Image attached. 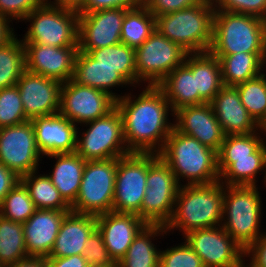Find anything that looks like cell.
<instances>
[{
  "label": "cell",
  "instance_id": "cell-1",
  "mask_svg": "<svg viewBox=\"0 0 266 267\" xmlns=\"http://www.w3.org/2000/svg\"><path fill=\"white\" fill-rule=\"evenodd\" d=\"M144 86L138 97L125 93L115 100V106L122 117L128 151L159 154L174 128L169 120V114L174 116V112L158 86Z\"/></svg>",
  "mask_w": 266,
  "mask_h": 267
},
{
  "label": "cell",
  "instance_id": "cell-2",
  "mask_svg": "<svg viewBox=\"0 0 266 267\" xmlns=\"http://www.w3.org/2000/svg\"><path fill=\"white\" fill-rule=\"evenodd\" d=\"M223 196L221 181L180 186L172 216L165 225L167 233L178 230L184 236L196 229L220 226Z\"/></svg>",
  "mask_w": 266,
  "mask_h": 267
},
{
  "label": "cell",
  "instance_id": "cell-3",
  "mask_svg": "<svg viewBox=\"0 0 266 267\" xmlns=\"http://www.w3.org/2000/svg\"><path fill=\"white\" fill-rule=\"evenodd\" d=\"M159 155L169 165L180 186L219 181L217 152L175 128Z\"/></svg>",
  "mask_w": 266,
  "mask_h": 267
},
{
  "label": "cell",
  "instance_id": "cell-4",
  "mask_svg": "<svg viewBox=\"0 0 266 267\" xmlns=\"http://www.w3.org/2000/svg\"><path fill=\"white\" fill-rule=\"evenodd\" d=\"M214 13L213 1L203 0L189 8L155 17L156 30L188 53L209 51Z\"/></svg>",
  "mask_w": 266,
  "mask_h": 267
},
{
  "label": "cell",
  "instance_id": "cell-5",
  "mask_svg": "<svg viewBox=\"0 0 266 267\" xmlns=\"http://www.w3.org/2000/svg\"><path fill=\"white\" fill-rule=\"evenodd\" d=\"M257 186L224 185L222 228L246 250L261 231L262 199Z\"/></svg>",
  "mask_w": 266,
  "mask_h": 267
},
{
  "label": "cell",
  "instance_id": "cell-6",
  "mask_svg": "<svg viewBox=\"0 0 266 267\" xmlns=\"http://www.w3.org/2000/svg\"><path fill=\"white\" fill-rule=\"evenodd\" d=\"M209 51L213 55L266 53V21L256 16L215 10Z\"/></svg>",
  "mask_w": 266,
  "mask_h": 267
},
{
  "label": "cell",
  "instance_id": "cell-7",
  "mask_svg": "<svg viewBox=\"0 0 266 267\" xmlns=\"http://www.w3.org/2000/svg\"><path fill=\"white\" fill-rule=\"evenodd\" d=\"M84 125L87 130L77 129L75 152L85 161L120 158L130 154L124 139L122 117L116 106L105 116Z\"/></svg>",
  "mask_w": 266,
  "mask_h": 267
},
{
  "label": "cell",
  "instance_id": "cell-8",
  "mask_svg": "<svg viewBox=\"0 0 266 267\" xmlns=\"http://www.w3.org/2000/svg\"><path fill=\"white\" fill-rule=\"evenodd\" d=\"M79 13L45 2L23 20L29 22L22 42L52 47H78Z\"/></svg>",
  "mask_w": 266,
  "mask_h": 267
},
{
  "label": "cell",
  "instance_id": "cell-9",
  "mask_svg": "<svg viewBox=\"0 0 266 267\" xmlns=\"http://www.w3.org/2000/svg\"><path fill=\"white\" fill-rule=\"evenodd\" d=\"M146 185L141 211L137 215L147 225L165 226L172 216L180 185L159 154L149 153Z\"/></svg>",
  "mask_w": 266,
  "mask_h": 267
},
{
  "label": "cell",
  "instance_id": "cell-10",
  "mask_svg": "<svg viewBox=\"0 0 266 267\" xmlns=\"http://www.w3.org/2000/svg\"><path fill=\"white\" fill-rule=\"evenodd\" d=\"M117 158L86 161L80 190L71 210L98 216L112 211Z\"/></svg>",
  "mask_w": 266,
  "mask_h": 267
},
{
  "label": "cell",
  "instance_id": "cell-11",
  "mask_svg": "<svg viewBox=\"0 0 266 267\" xmlns=\"http://www.w3.org/2000/svg\"><path fill=\"white\" fill-rule=\"evenodd\" d=\"M189 53L170 41L158 30L135 49L138 87L141 84L157 86L175 68L182 65Z\"/></svg>",
  "mask_w": 266,
  "mask_h": 267
},
{
  "label": "cell",
  "instance_id": "cell-12",
  "mask_svg": "<svg viewBox=\"0 0 266 267\" xmlns=\"http://www.w3.org/2000/svg\"><path fill=\"white\" fill-rule=\"evenodd\" d=\"M149 153H130L117 158L112 211L138 214L147 188Z\"/></svg>",
  "mask_w": 266,
  "mask_h": 267
},
{
  "label": "cell",
  "instance_id": "cell-13",
  "mask_svg": "<svg viewBox=\"0 0 266 267\" xmlns=\"http://www.w3.org/2000/svg\"><path fill=\"white\" fill-rule=\"evenodd\" d=\"M43 158L31 120L0 128V163L20 178L38 170Z\"/></svg>",
  "mask_w": 266,
  "mask_h": 267
},
{
  "label": "cell",
  "instance_id": "cell-14",
  "mask_svg": "<svg viewBox=\"0 0 266 267\" xmlns=\"http://www.w3.org/2000/svg\"><path fill=\"white\" fill-rule=\"evenodd\" d=\"M183 238L204 267H240L245 262V250L221 225L190 231Z\"/></svg>",
  "mask_w": 266,
  "mask_h": 267
},
{
  "label": "cell",
  "instance_id": "cell-15",
  "mask_svg": "<svg viewBox=\"0 0 266 267\" xmlns=\"http://www.w3.org/2000/svg\"><path fill=\"white\" fill-rule=\"evenodd\" d=\"M114 107L115 99L107 92L79 85L72 79L62 84L59 113L76 125L99 119Z\"/></svg>",
  "mask_w": 266,
  "mask_h": 267
},
{
  "label": "cell",
  "instance_id": "cell-16",
  "mask_svg": "<svg viewBox=\"0 0 266 267\" xmlns=\"http://www.w3.org/2000/svg\"><path fill=\"white\" fill-rule=\"evenodd\" d=\"M130 8H114L79 13L78 49L81 52L113 46L121 42L125 12Z\"/></svg>",
  "mask_w": 266,
  "mask_h": 267
},
{
  "label": "cell",
  "instance_id": "cell-17",
  "mask_svg": "<svg viewBox=\"0 0 266 267\" xmlns=\"http://www.w3.org/2000/svg\"><path fill=\"white\" fill-rule=\"evenodd\" d=\"M62 82L25 71L17 82L28 120L59 112Z\"/></svg>",
  "mask_w": 266,
  "mask_h": 267
},
{
  "label": "cell",
  "instance_id": "cell-18",
  "mask_svg": "<svg viewBox=\"0 0 266 267\" xmlns=\"http://www.w3.org/2000/svg\"><path fill=\"white\" fill-rule=\"evenodd\" d=\"M174 128L195 138L216 152L220 150L225 134L210 103L182 107L174 112Z\"/></svg>",
  "mask_w": 266,
  "mask_h": 267
},
{
  "label": "cell",
  "instance_id": "cell-19",
  "mask_svg": "<svg viewBox=\"0 0 266 267\" xmlns=\"http://www.w3.org/2000/svg\"><path fill=\"white\" fill-rule=\"evenodd\" d=\"M23 45L27 71L62 83L73 78L78 47H52L35 43H23Z\"/></svg>",
  "mask_w": 266,
  "mask_h": 267
},
{
  "label": "cell",
  "instance_id": "cell-20",
  "mask_svg": "<svg viewBox=\"0 0 266 267\" xmlns=\"http://www.w3.org/2000/svg\"><path fill=\"white\" fill-rule=\"evenodd\" d=\"M97 229L113 260L127 253L138 233L147 225L137 214L110 211L96 216Z\"/></svg>",
  "mask_w": 266,
  "mask_h": 267
},
{
  "label": "cell",
  "instance_id": "cell-21",
  "mask_svg": "<svg viewBox=\"0 0 266 267\" xmlns=\"http://www.w3.org/2000/svg\"><path fill=\"white\" fill-rule=\"evenodd\" d=\"M36 144L42 156L76 151L78 125L59 112L32 120Z\"/></svg>",
  "mask_w": 266,
  "mask_h": 267
},
{
  "label": "cell",
  "instance_id": "cell-22",
  "mask_svg": "<svg viewBox=\"0 0 266 267\" xmlns=\"http://www.w3.org/2000/svg\"><path fill=\"white\" fill-rule=\"evenodd\" d=\"M72 210L36 209L23 223L25 247L29 257L47 258L55 244L62 220Z\"/></svg>",
  "mask_w": 266,
  "mask_h": 267
},
{
  "label": "cell",
  "instance_id": "cell-23",
  "mask_svg": "<svg viewBox=\"0 0 266 267\" xmlns=\"http://www.w3.org/2000/svg\"><path fill=\"white\" fill-rule=\"evenodd\" d=\"M225 135L257 132L261 127L241 103L235 86H223L210 102Z\"/></svg>",
  "mask_w": 266,
  "mask_h": 267
},
{
  "label": "cell",
  "instance_id": "cell-24",
  "mask_svg": "<svg viewBox=\"0 0 266 267\" xmlns=\"http://www.w3.org/2000/svg\"><path fill=\"white\" fill-rule=\"evenodd\" d=\"M96 228V216L68 212L61 222L54 247L47 258L84 255L85 243Z\"/></svg>",
  "mask_w": 266,
  "mask_h": 267
},
{
  "label": "cell",
  "instance_id": "cell-25",
  "mask_svg": "<svg viewBox=\"0 0 266 267\" xmlns=\"http://www.w3.org/2000/svg\"><path fill=\"white\" fill-rule=\"evenodd\" d=\"M72 80L79 85L90 86L107 92L115 100L120 99L122 95L117 94L115 91L113 92V89L115 90L120 86H131L116 69L100 65L99 61L92 59L86 52L79 50L75 57Z\"/></svg>",
  "mask_w": 266,
  "mask_h": 267
},
{
  "label": "cell",
  "instance_id": "cell-26",
  "mask_svg": "<svg viewBox=\"0 0 266 267\" xmlns=\"http://www.w3.org/2000/svg\"><path fill=\"white\" fill-rule=\"evenodd\" d=\"M218 171L224 185L243 186H257L262 172L266 186V141L250 157L218 158Z\"/></svg>",
  "mask_w": 266,
  "mask_h": 267
},
{
  "label": "cell",
  "instance_id": "cell-27",
  "mask_svg": "<svg viewBox=\"0 0 266 267\" xmlns=\"http://www.w3.org/2000/svg\"><path fill=\"white\" fill-rule=\"evenodd\" d=\"M184 64L195 75L199 104L210 103L224 86L219 59L210 51L189 53Z\"/></svg>",
  "mask_w": 266,
  "mask_h": 267
},
{
  "label": "cell",
  "instance_id": "cell-28",
  "mask_svg": "<svg viewBox=\"0 0 266 267\" xmlns=\"http://www.w3.org/2000/svg\"><path fill=\"white\" fill-rule=\"evenodd\" d=\"M56 160L49 178L63 199L71 206L78 196L86 161L76 152L46 156Z\"/></svg>",
  "mask_w": 266,
  "mask_h": 267
},
{
  "label": "cell",
  "instance_id": "cell-29",
  "mask_svg": "<svg viewBox=\"0 0 266 267\" xmlns=\"http://www.w3.org/2000/svg\"><path fill=\"white\" fill-rule=\"evenodd\" d=\"M164 234L168 235L165 226L146 225L117 262V267H159L160 249L153 241Z\"/></svg>",
  "mask_w": 266,
  "mask_h": 267
},
{
  "label": "cell",
  "instance_id": "cell-30",
  "mask_svg": "<svg viewBox=\"0 0 266 267\" xmlns=\"http://www.w3.org/2000/svg\"><path fill=\"white\" fill-rule=\"evenodd\" d=\"M221 66L223 85L236 86L266 71V53L215 55Z\"/></svg>",
  "mask_w": 266,
  "mask_h": 267
},
{
  "label": "cell",
  "instance_id": "cell-31",
  "mask_svg": "<svg viewBox=\"0 0 266 267\" xmlns=\"http://www.w3.org/2000/svg\"><path fill=\"white\" fill-rule=\"evenodd\" d=\"M164 93L173 112L192 105H199L195 75L183 63L167 75L158 85Z\"/></svg>",
  "mask_w": 266,
  "mask_h": 267
},
{
  "label": "cell",
  "instance_id": "cell-32",
  "mask_svg": "<svg viewBox=\"0 0 266 267\" xmlns=\"http://www.w3.org/2000/svg\"><path fill=\"white\" fill-rule=\"evenodd\" d=\"M156 30V18L140 1L127 9L121 30V42L136 49Z\"/></svg>",
  "mask_w": 266,
  "mask_h": 267
},
{
  "label": "cell",
  "instance_id": "cell-33",
  "mask_svg": "<svg viewBox=\"0 0 266 267\" xmlns=\"http://www.w3.org/2000/svg\"><path fill=\"white\" fill-rule=\"evenodd\" d=\"M87 54L102 66L116 69L130 84L138 85L135 65V49L122 42L108 47L90 50Z\"/></svg>",
  "mask_w": 266,
  "mask_h": 267
},
{
  "label": "cell",
  "instance_id": "cell-34",
  "mask_svg": "<svg viewBox=\"0 0 266 267\" xmlns=\"http://www.w3.org/2000/svg\"><path fill=\"white\" fill-rule=\"evenodd\" d=\"M29 192L36 209L71 210L47 174L33 171L20 178Z\"/></svg>",
  "mask_w": 266,
  "mask_h": 267
},
{
  "label": "cell",
  "instance_id": "cell-35",
  "mask_svg": "<svg viewBox=\"0 0 266 267\" xmlns=\"http://www.w3.org/2000/svg\"><path fill=\"white\" fill-rule=\"evenodd\" d=\"M17 36L0 46V89L15 86L26 71L25 46Z\"/></svg>",
  "mask_w": 266,
  "mask_h": 267
},
{
  "label": "cell",
  "instance_id": "cell-36",
  "mask_svg": "<svg viewBox=\"0 0 266 267\" xmlns=\"http://www.w3.org/2000/svg\"><path fill=\"white\" fill-rule=\"evenodd\" d=\"M30 258L25 247L23 223L0 215V267Z\"/></svg>",
  "mask_w": 266,
  "mask_h": 267
},
{
  "label": "cell",
  "instance_id": "cell-37",
  "mask_svg": "<svg viewBox=\"0 0 266 267\" xmlns=\"http://www.w3.org/2000/svg\"><path fill=\"white\" fill-rule=\"evenodd\" d=\"M235 87L240 95L241 103L262 128L266 123V71Z\"/></svg>",
  "mask_w": 266,
  "mask_h": 267
},
{
  "label": "cell",
  "instance_id": "cell-38",
  "mask_svg": "<svg viewBox=\"0 0 266 267\" xmlns=\"http://www.w3.org/2000/svg\"><path fill=\"white\" fill-rule=\"evenodd\" d=\"M35 211L36 207L21 181L9 191L0 206V215L19 223H25Z\"/></svg>",
  "mask_w": 266,
  "mask_h": 267
},
{
  "label": "cell",
  "instance_id": "cell-39",
  "mask_svg": "<svg viewBox=\"0 0 266 267\" xmlns=\"http://www.w3.org/2000/svg\"><path fill=\"white\" fill-rule=\"evenodd\" d=\"M262 128L253 133L225 135L217 158H242L250 157L264 142ZM263 137V138H262Z\"/></svg>",
  "mask_w": 266,
  "mask_h": 267
},
{
  "label": "cell",
  "instance_id": "cell-40",
  "mask_svg": "<svg viewBox=\"0 0 266 267\" xmlns=\"http://www.w3.org/2000/svg\"><path fill=\"white\" fill-rule=\"evenodd\" d=\"M28 121L17 85L0 89V128Z\"/></svg>",
  "mask_w": 266,
  "mask_h": 267
},
{
  "label": "cell",
  "instance_id": "cell-41",
  "mask_svg": "<svg viewBox=\"0 0 266 267\" xmlns=\"http://www.w3.org/2000/svg\"><path fill=\"white\" fill-rule=\"evenodd\" d=\"M159 267H204L201 258L184 240L174 247L160 250Z\"/></svg>",
  "mask_w": 266,
  "mask_h": 267
},
{
  "label": "cell",
  "instance_id": "cell-42",
  "mask_svg": "<svg viewBox=\"0 0 266 267\" xmlns=\"http://www.w3.org/2000/svg\"><path fill=\"white\" fill-rule=\"evenodd\" d=\"M84 258L90 267H117V263L110 256L97 228L85 243Z\"/></svg>",
  "mask_w": 266,
  "mask_h": 267
},
{
  "label": "cell",
  "instance_id": "cell-43",
  "mask_svg": "<svg viewBox=\"0 0 266 267\" xmlns=\"http://www.w3.org/2000/svg\"><path fill=\"white\" fill-rule=\"evenodd\" d=\"M215 10L256 16L266 21V0H212Z\"/></svg>",
  "mask_w": 266,
  "mask_h": 267
},
{
  "label": "cell",
  "instance_id": "cell-44",
  "mask_svg": "<svg viewBox=\"0 0 266 267\" xmlns=\"http://www.w3.org/2000/svg\"><path fill=\"white\" fill-rule=\"evenodd\" d=\"M45 0H0V17L23 22L34 9L41 7ZM20 20V21H19Z\"/></svg>",
  "mask_w": 266,
  "mask_h": 267
},
{
  "label": "cell",
  "instance_id": "cell-45",
  "mask_svg": "<svg viewBox=\"0 0 266 267\" xmlns=\"http://www.w3.org/2000/svg\"><path fill=\"white\" fill-rule=\"evenodd\" d=\"M155 16H161L178 10L186 9L203 0H140Z\"/></svg>",
  "mask_w": 266,
  "mask_h": 267
},
{
  "label": "cell",
  "instance_id": "cell-46",
  "mask_svg": "<svg viewBox=\"0 0 266 267\" xmlns=\"http://www.w3.org/2000/svg\"><path fill=\"white\" fill-rule=\"evenodd\" d=\"M249 267H266V232L252 243L244 253Z\"/></svg>",
  "mask_w": 266,
  "mask_h": 267
},
{
  "label": "cell",
  "instance_id": "cell-47",
  "mask_svg": "<svg viewBox=\"0 0 266 267\" xmlns=\"http://www.w3.org/2000/svg\"><path fill=\"white\" fill-rule=\"evenodd\" d=\"M140 0H87L84 8L79 13H90L114 8H133Z\"/></svg>",
  "mask_w": 266,
  "mask_h": 267
},
{
  "label": "cell",
  "instance_id": "cell-48",
  "mask_svg": "<svg viewBox=\"0 0 266 267\" xmlns=\"http://www.w3.org/2000/svg\"><path fill=\"white\" fill-rule=\"evenodd\" d=\"M20 181V177L0 163V206L9 191Z\"/></svg>",
  "mask_w": 266,
  "mask_h": 267
},
{
  "label": "cell",
  "instance_id": "cell-49",
  "mask_svg": "<svg viewBox=\"0 0 266 267\" xmlns=\"http://www.w3.org/2000/svg\"><path fill=\"white\" fill-rule=\"evenodd\" d=\"M48 267H90L84 255H73L62 258H45Z\"/></svg>",
  "mask_w": 266,
  "mask_h": 267
},
{
  "label": "cell",
  "instance_id": "cell-50",
  "mask_svg": "<svg viewBox=\"0 0 266 267\" xmlns=\"http://www.w3.org/2000/svg\"><path fill=\"white\" fill-rule=\"evenodd\" d=\"M86 2L87 0H53V1L49 0L48 1L49 4L55 7L72 10L78 13L84 8Z\"/></svg>",
  "mask_w": 266,
  "mask_h": 267
},
{
  "label": "cell",
  "instance_id": "cell-51",
  "mask_svg": "<svg viewBox=\"0 0 266 267\" xmlns=\"http://www.w3.org/2000/svg\"><path fill=\"white\" fill-rule=\"evenodd\" d=\"M12 27L7 18L0 17V46L15 35L14 27Z\"/></svg>",
  "mask_w": 266,
  "mask_h": 267
},
{
  "label": "cell",
  "instance_id": "cell-52",
  "mask_svg": "<svg viewBox=\"0 0 266 267\" xmlns=\"http://www.w3.org/2000/svg\"><path fill=\"white\" fill-rule=\"evenodd\" d=\"M6 267H48V264L45 258L30 257Z\"/></svg>",
  "mask_w": 266,
  "mask_h": 267
},
{
  "label": "cell",
  "instance_id": "cell-53",
  "mask_svg": "<svg viewBox=\"0 0 266 267\" xmlns=\"http://www.w3.org/2000/svg\"><path fill=\"white\" fill-rule=\"evenodd\" d=\"M262 130L264 132V136L266 137V123L262 126ZM266 139V138H265ZM266 141V140H265Z\"/></svg>",
  "mask_w": 266,
  "mask_h": 267
},
{
  "label": "cell",
  "instance_id": "cell-54",
  "mask_svg": "<svg viewBox=\"0 0 266 267\" xmlns=\"http://www.w3.org/2000/svg\"><path fill=\"white\" fill-rule=\"evenodd\" d=\"M240 267H249L246 262H244Z\"/></svg>",
  "mask_w": 266,
  "mask_h": 267
}]
</instances>
